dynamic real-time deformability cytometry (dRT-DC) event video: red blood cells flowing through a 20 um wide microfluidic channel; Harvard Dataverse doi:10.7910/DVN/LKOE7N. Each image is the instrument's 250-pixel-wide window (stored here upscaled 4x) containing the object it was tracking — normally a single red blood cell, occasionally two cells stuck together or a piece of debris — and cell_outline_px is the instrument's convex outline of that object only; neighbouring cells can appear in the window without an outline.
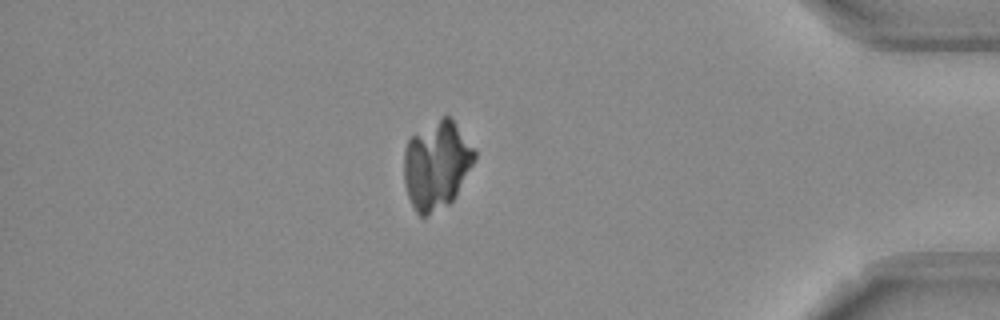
{"species": "Egyptian fruit bat (a non-hibernating species)", "species_latin": "Rousettus aegyptiacus", "temperature_condition": "room temperature", "stored_images_in_passage": 38, "camera_frame_rate_fps": 3000, "um_per_image_px": 0.085, "frame": {"image": 1, "passage_image": 31, "time_ms": 10.0, "image_size_px": [1000, 320], "cell_outline_px": [[476, 156], [456, 196], [448, 204], [428, 216], [420, 216], [416, 212], [408, 196], [404, 184], [404, 148], [408, 140], [412, 136], [444, 116], [448, 116], [452, 120], [476, 152]], "centroid_in_image_um": [37.08, 14.08], "position_along_channel_um": 398.1, "area_um2": 35.66}}